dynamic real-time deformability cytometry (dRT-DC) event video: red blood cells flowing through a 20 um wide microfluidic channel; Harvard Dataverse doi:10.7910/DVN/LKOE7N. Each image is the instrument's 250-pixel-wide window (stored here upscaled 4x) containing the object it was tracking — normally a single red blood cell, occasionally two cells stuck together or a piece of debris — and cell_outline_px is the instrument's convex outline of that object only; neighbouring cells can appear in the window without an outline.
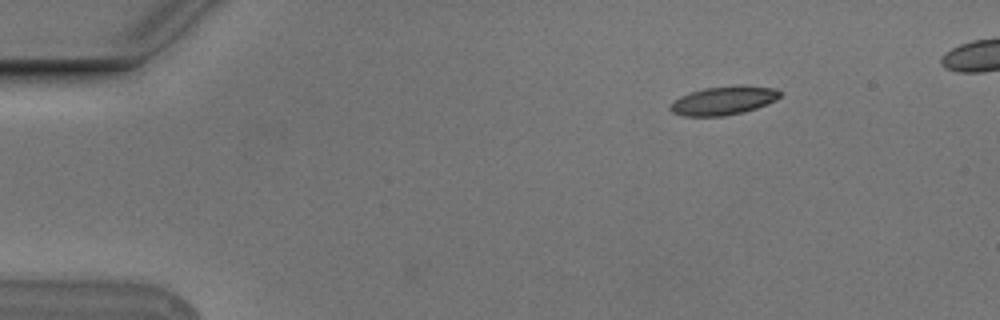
{"species": "Egyptian fruit bat (a non-hibernating species)", "species_latin": "Rousettus aegyptiacus", "temperature_condition": "cold", "stored_images_in_passage": 46, "camera_frame_rate_fps": 3000, "um_per_image_px": 0.085, "animal": {"sex": "male"}, "frame": {"image": 1, "passage_image": 1, "time_ms": 0.0, "image_size_px": [1000, 320], "cell_outline_px": [[780, 96], [776, 100], [768, 104], [744, 112], [724, 116], [684, 116], [672, 112], [668, 108], [672, 100], [680, 96], [704, 88], [740, 84], [744, 84], [776, 88], [780, 92]], "centroid_in_image_um": [61.51, 8.53], "position_along_channel_um": 23.5, "area_um2": 18.61}}
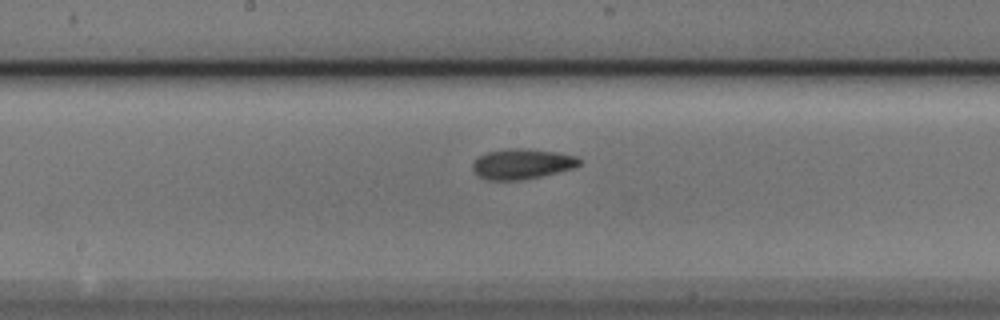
{"frame": {"image": 2, "passage_image": 22, "time_ms": 7.0, "image_size_px": [1000, 320], "cell_outline_px": [[580, 164], [572, 168], [540, 176], [520, 180], [484, 180], [472, 172], [472, 164], [480, 156], [488, 152], [508, 148], [528, 148], [556, 152], [576, 156], [580, 160]], "centroid_in_image_um": [44.32, 13.93], "position_along_channel_um": 203.9, "area_um2": 18.79}}
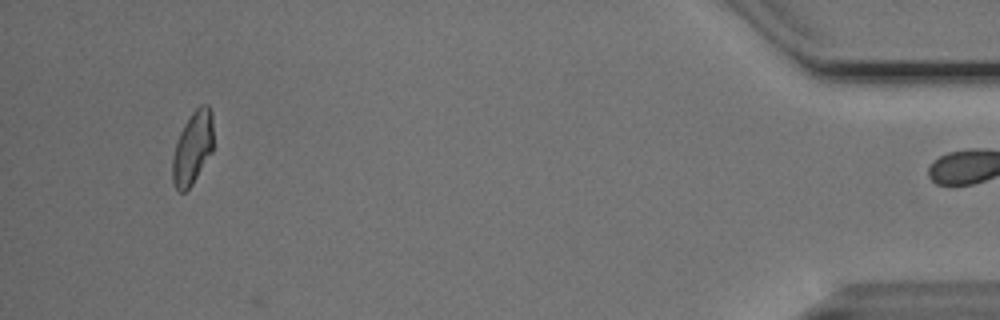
{"frame": {"image": 3, "passage_image": 45, "time_ms": 14.667, "image_size_px": [1000, 320], "cell_outline_px": [[212, 152], [192, 184], [184, 192], [180, 192], [176, 188], [172, 180], [172, 160], [176, 144], [180, 132], [184, 124], [192, 112], [200, 104], [208, 104], [212, 112]], "centroid_in_image_um": [16.37, 12.55], "position_along_channel_um": 418.8, "area_um2": 17.22}, "authors_computed_cell_mechanics": {"area_um2": 18.2937, "velocity_mm_per_s": 3.7552, "shape_relaxation_time_tau1_ms": null, "shape_relaxation_time_tau2_ms": 1.8547, "deformation_change_tau1": null, "deformation_change_tau2": 0.069}}